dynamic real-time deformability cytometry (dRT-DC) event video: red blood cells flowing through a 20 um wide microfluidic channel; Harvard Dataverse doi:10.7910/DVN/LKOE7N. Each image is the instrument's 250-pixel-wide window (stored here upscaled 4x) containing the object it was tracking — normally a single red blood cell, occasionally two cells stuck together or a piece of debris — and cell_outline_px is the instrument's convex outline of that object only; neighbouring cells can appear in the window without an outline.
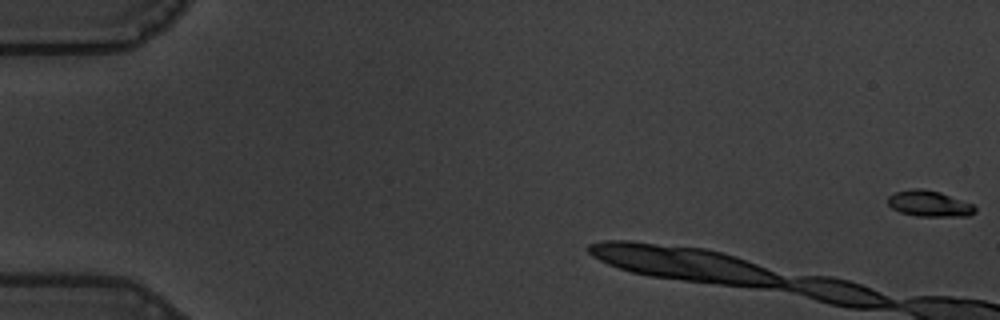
{"species": "common noctule bat (a hibernating species)", "species_latin": "Nyctalus noctula", "temperature_condition": "warm", "stored_images_in_passage": 9, "camera_frame_rate_fps": 3000, "um_per_image_px": 0.085, "animal": {"sex": "male", "body_mass_g": 19.5, "forearm_length_mm": 54.6}, "frame": {"image": 1, "passage_image": 1, "time_ms": 0.0, "image_size_px": [1000, 320], "cell_outline_px": [[976, 212], [968, 216], [916, 216], [900, 212], [892, 208], [888, 204], [888, 196], [896, 192], [912, 188], [920, 188], [940, 192], [972, 204], [976, 208]], "centroid_in_image_um": [78.97, 17.31], "position_along_channel_um": 6.0, "area_um2": 13.12}}